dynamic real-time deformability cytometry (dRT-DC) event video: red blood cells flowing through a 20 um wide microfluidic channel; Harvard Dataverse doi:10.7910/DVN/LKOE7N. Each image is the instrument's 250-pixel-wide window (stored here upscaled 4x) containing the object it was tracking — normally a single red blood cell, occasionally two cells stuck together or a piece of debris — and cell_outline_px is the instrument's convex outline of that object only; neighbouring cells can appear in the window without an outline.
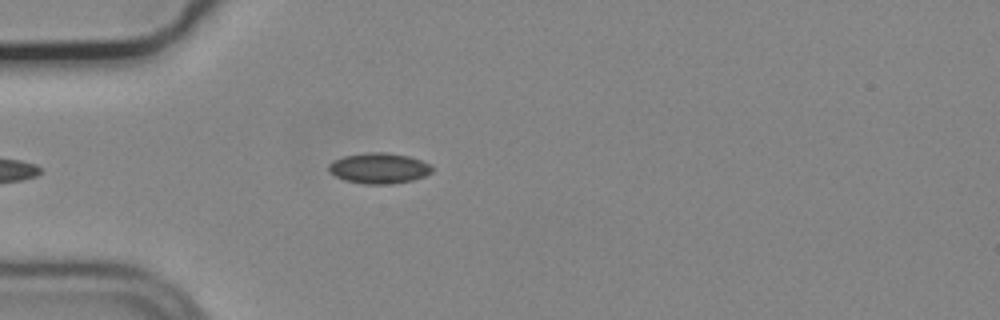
{"species": "common noctule bat (a hibernating species)", "species_latin": "Nyctalus noctula", "temperature_condition": "cold", "stored_images_in_passage": 24, "camera_frame_rate_fps": 3000, "um_per_image_px": 0.085, "animal": {"sex": "male", "body_mass_g": 19.2, "forearm_length_mm": 51.8}, "frame": {"image": 1, "passage_image": 1, "time_ms": 0.0, "image_size_px": [1000, 320], "cell_outline_px": [[432, 172], [424, 176], [412, 180], [392, 184], [364, 184], [344, 180], [328, 172], [328, 164], [332, 160], [344, 156], [368, 152], [384, 152], [408, 156], [432, 164]], "centroid_in_image_um": [32.19, 14.3], "position_along_channel_um": 52.8, "area_um2": 18.55}}
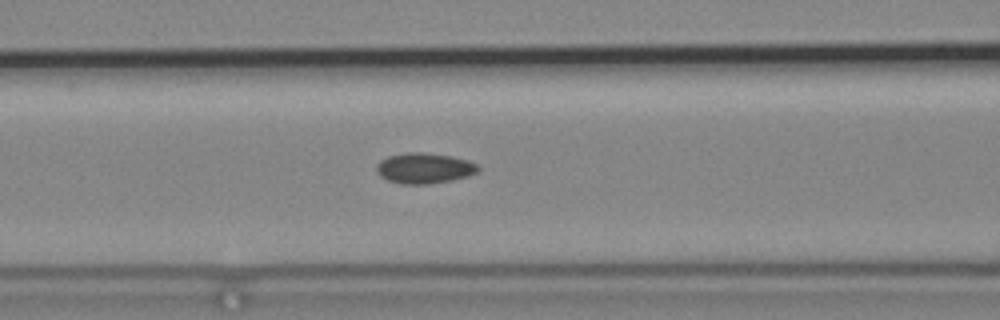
{"frame": {"image": 2, "passage_image": 8, "time_ms": 2.333, "image_size_px": [1000, 320], "cell_outline_px": [[480, 168], [476, 172], [468, 176], [448, 180], [424, 184], [400, 184], [388, 180], [380, 176], [376, 168], [376, 164], [380, 160], [388, 156], [408, 152], [424, 152], [452, 156], [468, 160], [476, 164]], "centroid_in_image_um": [36.03, 14.28], "position_along_channel_um": 130.6, "area_um2": 17.98}}
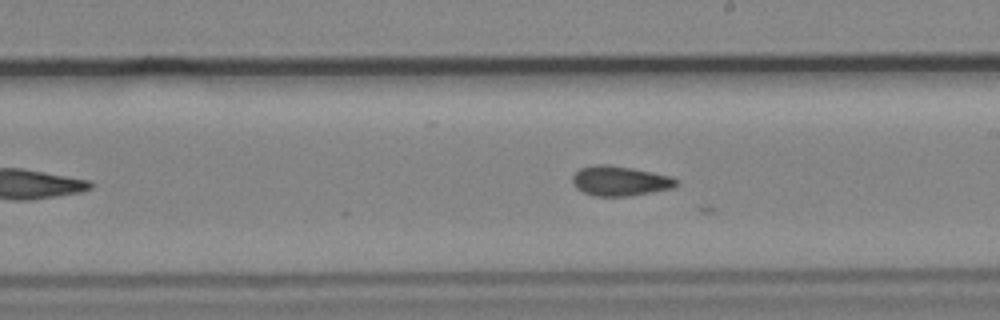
{"frame": {"image": 3, "passage_image": 13, "time_ms": 4.0, "image_size_px": [1000, 320], "cell_outline_px": [[680, 184], [672, 188], [632, 196], [592, 196], [576, 188], [572, 184], [572, 176], [580, 168], [596, 164], [608, 164], [632, 168], [672, 176], [680, 180]], "centroid_in_image_um": [52.72, 15.38], "position_along_channel_um": 236.3, "area_um2": 18.32}}